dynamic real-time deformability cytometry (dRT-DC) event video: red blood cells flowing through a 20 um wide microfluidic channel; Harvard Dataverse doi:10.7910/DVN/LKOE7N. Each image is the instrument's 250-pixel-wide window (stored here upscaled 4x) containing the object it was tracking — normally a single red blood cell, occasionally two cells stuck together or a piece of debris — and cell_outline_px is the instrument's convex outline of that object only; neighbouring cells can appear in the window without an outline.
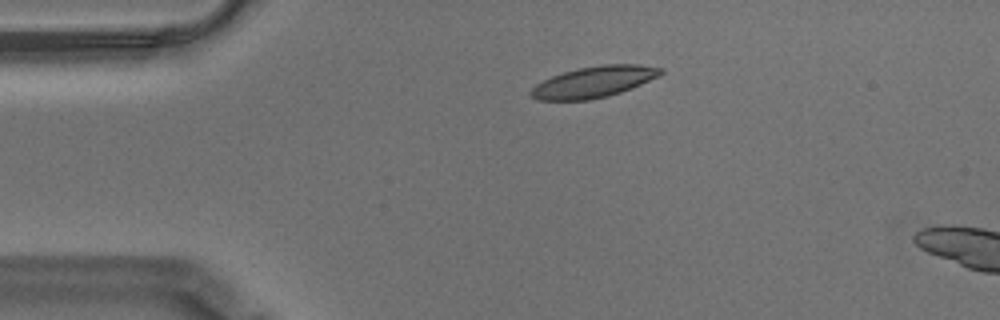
{"species": "Egyptian fruit bat (a non-hibernating species)", "species_latin": "Rousettus aegyptiacus", "temperature_condition": "warm", "stored_images_in_passage": 15, "camera_frame_rate_fps": 3000, "um_per_image_px": 0.085, "animal": {"sex": "male"}, "frame": {"image": 1, "passage_image": 11, "time_ms": 3.333, "image_size_px": [1000, 320], "cell_outline_px": [[664, 72], [660, 76], [632, 88], [608, 96], [588, 100], [536, 100], [528, 92], [536, 84], [552, 76], [576, 68], [600, 64], [640, 64], [664, 68]], "centroid_in_image_um": [50.51, 6.95], "position_along_channel_um": 34.5, "area_um2": 23.76}}